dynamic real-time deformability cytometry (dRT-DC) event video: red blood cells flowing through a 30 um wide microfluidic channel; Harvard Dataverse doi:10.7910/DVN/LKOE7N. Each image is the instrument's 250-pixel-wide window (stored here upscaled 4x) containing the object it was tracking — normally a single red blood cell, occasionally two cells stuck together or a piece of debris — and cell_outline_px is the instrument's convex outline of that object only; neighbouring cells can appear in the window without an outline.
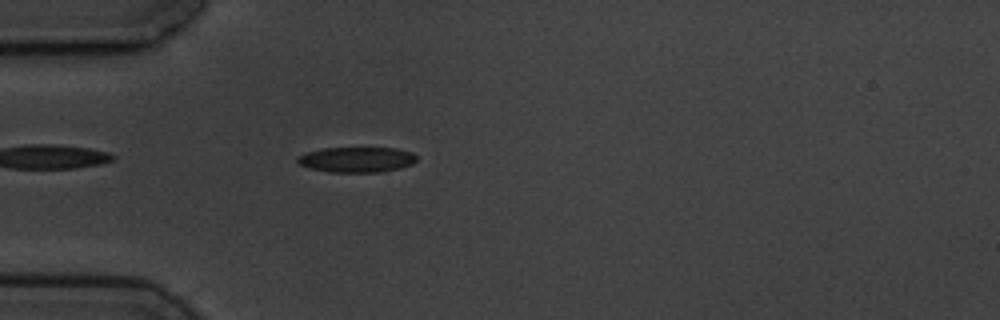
{"species": "common noctule bat (a hibernating species)", "species_latin": "Nyctalus noctula", "temperature_condition": "cold", "stored_images_in_passage": 2, "camera_frame_rate_fps": 3000, "um_per_image_px": 0.085, "animal": {"sex": "male", "body_mass_g": 19.5, "forearm_length_mm": 54.6}, "frame": {"image": 1, "passage_image": 2, "time_ms": 1.0, "image_size_px": [1000, 320], "cell_outline_px": [[416, 160], [412, 164], [400, 168], [380, 172], [328, 172], [312, 168], [300, 164], [296, 160], [296, 156], [308, 152], [324, 148], [396, 148], [412, 152], [416, 156]], "centroid_in_image_um": [30.33, 13.56], "position_along_channel_um": 54.7, "area_um2": 17.51}}